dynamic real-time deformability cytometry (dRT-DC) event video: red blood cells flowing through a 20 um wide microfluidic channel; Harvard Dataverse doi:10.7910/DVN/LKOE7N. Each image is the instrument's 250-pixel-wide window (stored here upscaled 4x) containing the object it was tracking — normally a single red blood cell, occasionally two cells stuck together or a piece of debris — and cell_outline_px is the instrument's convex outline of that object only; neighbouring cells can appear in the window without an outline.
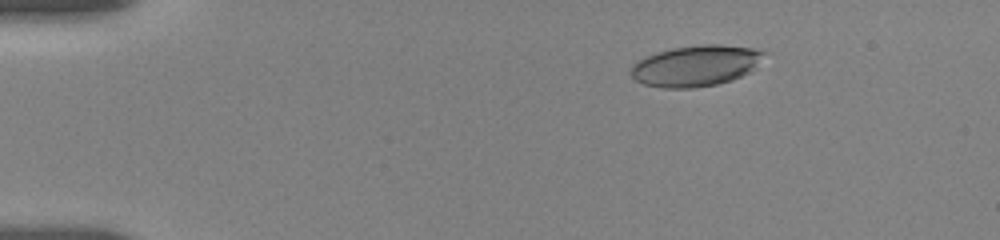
{"species": "human", "species_latin": "Homo sapiens", "temperature_condition": "room temperature", "stored_images_in_passage": 41, "camera_frame_rate_fps": 3000, "um_per_image_px": 0.085, "donor": {"sex": "female"}, "frame": {"image": 1, "passage_image": 5, "time_ms": 2.333, "image_size_px": [1000, 240], "cell_outline_px": [[772, 52], [752, 72], [732, 80], [716, 84], [692, 88], [660, 88], [644, 84], [636, 80], [632, 76], [632, 64], [656, 52], [672, 48], [700, 44], [720, 44], [752, 48]], "centroid_in_image_um": [59.26, 5.58], "position_along_channel_um": 25.7, "area_um2": 32.25}}
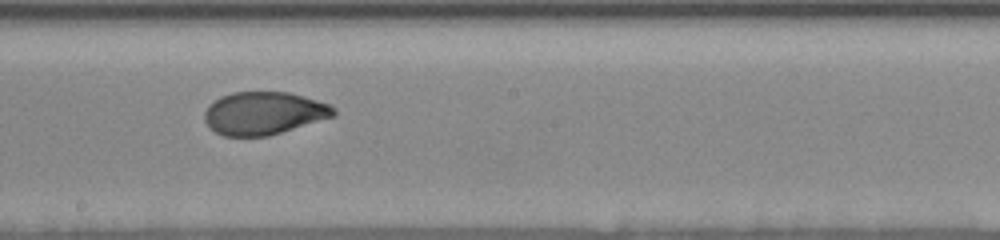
{"frame": {"image": 2, "passage_image": 22, "time_ms": 10.0, "image_size_px": [1000, 240], "cell_outline_px": [[336, 116], [268, 136], [224, 136], [216, 132], [204, 120], [204, 112], [208, 104], [220, 96], [232, 92], [288, 92], [316, 100], [328, 104], [336, 108]], "centroid_in_image_um": [22.42, 9.62], "position_along_channel_um": 225.8, "area_um2": 32.25}}
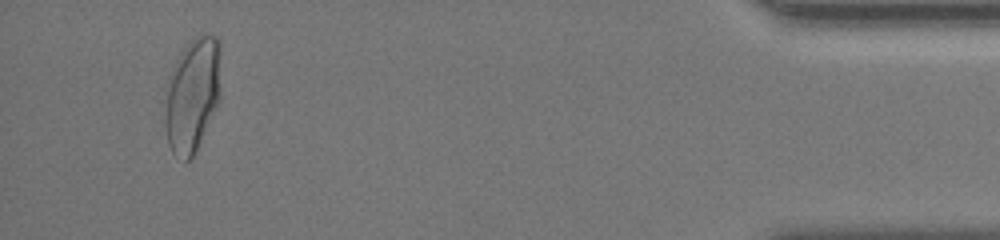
{"frame": {"image": 3, "passage_image": 40, "time_ms": 17.0, "image_size_px": [1000, 240], "cell_outline_px": [[220, 100], [192, 156], [188, 160], [184, 160], [176, 156], [172, 152], [168, 144], [164, 124], [164, 120], [168, 76], [180, 52], [200, 32], [204, 32], [216, 36], [220, 40]], "centroid_in_image_um": [16.36, 8.0], "position_along_channel_um": 418.8, "area_um2": 37.4}, "authors_computed_cell_mechanics": {"area_um2": 32.4836, "velocity_mm_per_s": 3.6677, "shape_relaxation_time_tau1_ms": 5.4685, "shape_relaxation_time_tau2_ms": 0.9995, "deformation_change_tau1": 0.1946, "deformation_change_tau2": 0.0513}}